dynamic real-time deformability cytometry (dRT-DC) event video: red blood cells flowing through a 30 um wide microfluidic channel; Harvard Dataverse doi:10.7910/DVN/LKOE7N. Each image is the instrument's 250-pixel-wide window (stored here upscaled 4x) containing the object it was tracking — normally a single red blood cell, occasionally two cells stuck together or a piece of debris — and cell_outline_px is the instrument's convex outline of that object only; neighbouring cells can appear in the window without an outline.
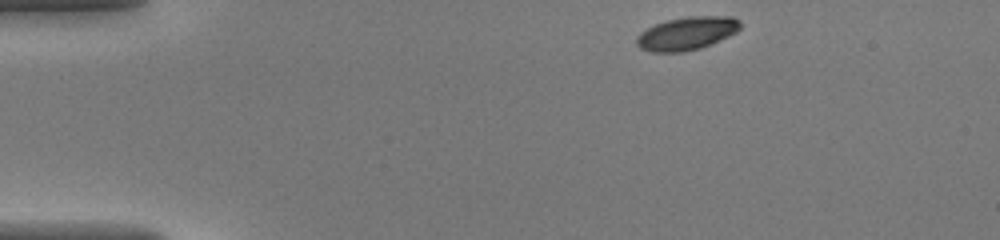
{"species": "common noctule bat (a hibernating species)", "species_latin": "Nyctalus noctula", "temperature_condition": "warm", "stored_images_in_passage": 17, "camera_frame_rate_fps": 3000, "um_per_image_px": 0.085, "animal": {"sex": "female", "body_mass_g": 20.0, "forearm_length_mm": 54.0}, "frame": {"image": 1, "passage_image": 1, "time_ms": 0.0, "image_size_px": [1000, 240], "cell_outline_px": [[740, 28], [736, 32], [728, 36], [700, 48], [684, 52], [652, 52], [640, 48], [636, 44], [636, 36], [640, 32], [656, 24], [668, 20], [688, 16], [732, 16], [740, 20]], "centroid_in_image_um": [58.37, 2.84], "position_along_channel_um": 26.6, "area_um2": 19.94}}
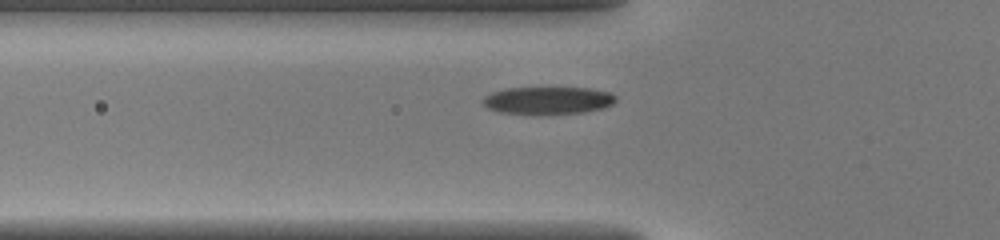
{"frame": {"image": 2, "passage_image": 10, "time_ms": 3.0, "image_size_px": [1000, 240], "cell_outline_px": [[616, 100], [612, 104], [604, 108], [584, 112], [536, 116], [500, 112], [488, 108], [480, 100], [484, 96], [492, 92], [504, 88], [588, 88], [608, 92], [616, 96]], "centroid_in_image_um": [46.53, 8.56], "position_along_channel_um": 79.3, "area_um2": 21.79}}
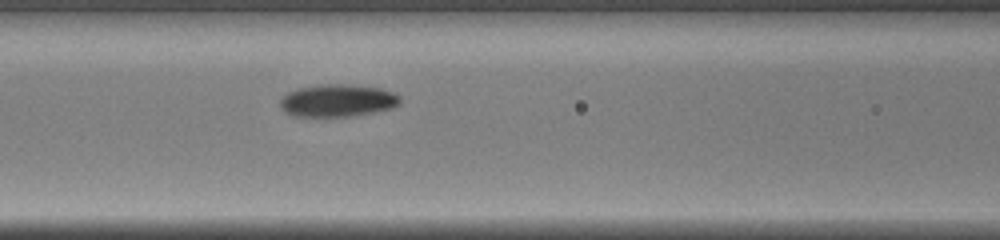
{"frame": {"image": 3, "passage_image": 14, "time_ms": 4.333, "image_size_px": [1000, 240], "cell_outline_px": [[400, 104], [392, 108], [376, 112], [356, 116], [292, 116], [284, 112], [280, 108], [280, 100], [288, 92], [296, 88], [320, 84], [348, 84], [380, 88], [392, 92], [400, 96]], "centroid_in_image_um": [28.69, 8.55], "position_along_channel_um": 137.9, "area_um2": 22.95}}